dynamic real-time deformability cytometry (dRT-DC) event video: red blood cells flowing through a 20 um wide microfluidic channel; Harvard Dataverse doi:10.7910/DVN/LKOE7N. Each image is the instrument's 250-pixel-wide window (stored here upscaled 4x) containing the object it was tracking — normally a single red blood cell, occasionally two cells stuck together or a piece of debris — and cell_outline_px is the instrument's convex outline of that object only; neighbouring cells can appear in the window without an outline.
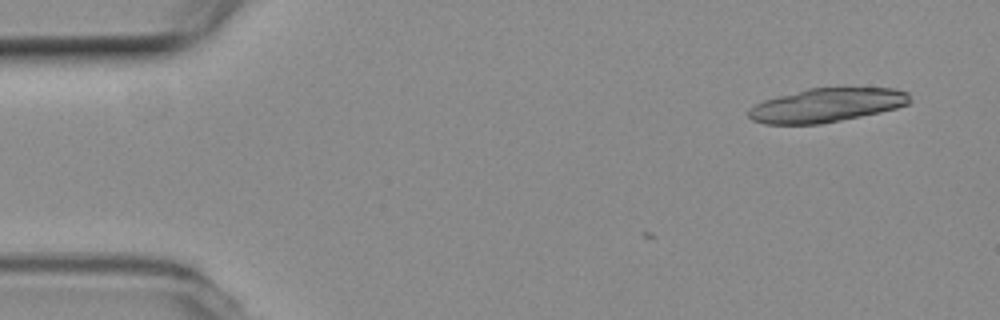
{"species": "common noctule bat (a hibernating species)", "species_latin": "Nyctalus noctula", "temperature_condition": "room temperature", "stored_images_in_passage": 2, "camera_frame_rate_fps": 3000, "um_per_image_px": 0.085, "animal": {"sex": "female", "body_mass_g": 19.3, "forearm_length_mm": 54.1}, "frame": {"image": 1, "passage_image": 2, "time_ms": 0.333, "image_size_px": [1000, 320], "cell_outline_px": [[912, 100], [908, 104], [896, 108], [880, 112], [820, 124], [764, 124], [752, 120], [748, 116], [748, 108], [764, 100], [808, 88], [896, 88], [908, 92]], "centroid_in_image_um": [70.27, 8.94], "position_along_channel_um": 14.7, "area_um2": 31.73}}